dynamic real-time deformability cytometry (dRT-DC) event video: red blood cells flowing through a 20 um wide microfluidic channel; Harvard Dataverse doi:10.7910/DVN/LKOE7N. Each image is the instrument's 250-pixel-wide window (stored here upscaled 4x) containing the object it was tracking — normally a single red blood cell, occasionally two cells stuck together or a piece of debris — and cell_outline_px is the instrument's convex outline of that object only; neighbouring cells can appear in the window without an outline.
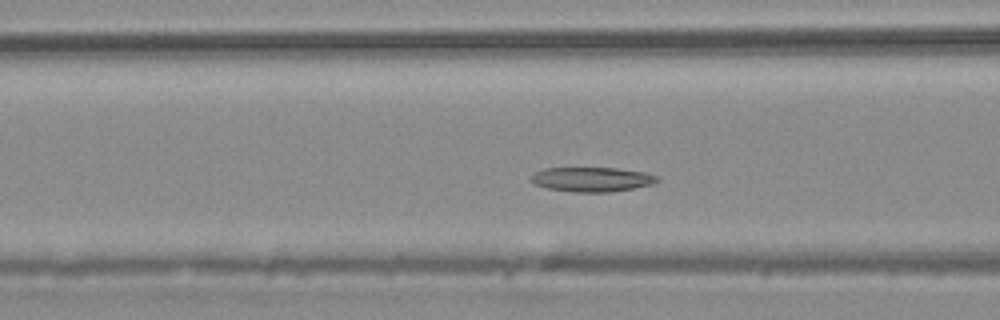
{"species": "common noctule bat (a hibernating species)", "species_latin": "Nyctalus noctula", "temperature_condition": "warm", "stored_images_in_passage": 42, "camera_frame_rate_fps": 3000, "um_per_image_px": 0.085, "animal": {"sex": "male", "body_mass_g": 20.4}, "frame": {"image": 1, "passage_image": 13, "time_ms": 4.0, "image_size_px": [1000, 320], "cell_outline_px": [[660, 180], [652, 184], [632, 188], [608, 192], [576, 192], [548, 188], [536, 184], [528, 180], [536, 172], [544, 168], [616, 168], [644, 172], [660, 176]], "centroid_in_image_um": [50.33, 15.24], "position_along_channel_um": 116.3, "area_um2": 17.92}}
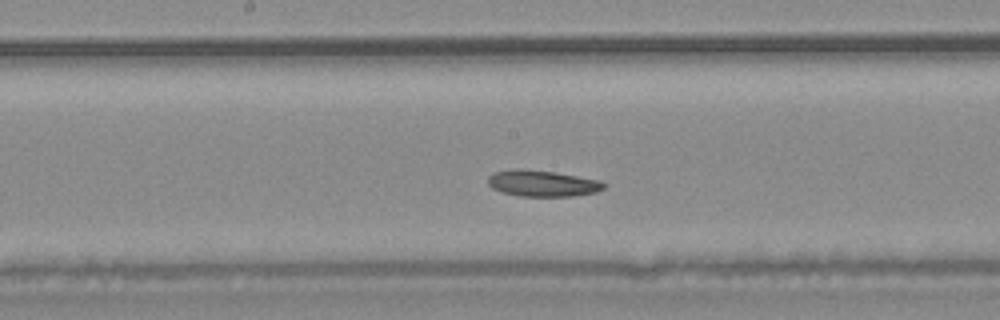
{"frame": {"image": 2, "passage_image": 19, "time_ms": 6.0, "image_size_px": [1000, 320], "cell_outline_px": [[608, 184], [604, 188], [596, 192], [576, 196], [520, 196], [504, 192], [492, 188], [488, 184], [488, 176], [492, 172], [520, 168], [552, 172], [600, 180]], "centroid_in_image_um": [46.11, 15.59], "position_along_channel_um": 202.1, "area_um2": 17.69}}
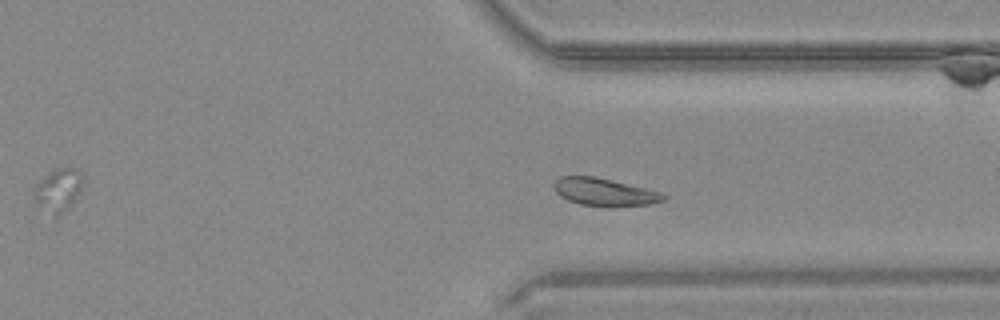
{"frame": {"image": 3, "passage_image": 30, "time_ms": 9.667, "image_size_px": [1000, 320], "cell_outline_px": [[668, 196], [664, 200], [648, 204], [580, 204], [568, 200], [560, 196], [556, 192], [556, 180], [560, 176], [592, 176], [644, 188], [660, 192]], "centroid_in_image_um": [51.35, 16.29], "position_along_channel_um": 360.1, "area_um2": 16.47}}